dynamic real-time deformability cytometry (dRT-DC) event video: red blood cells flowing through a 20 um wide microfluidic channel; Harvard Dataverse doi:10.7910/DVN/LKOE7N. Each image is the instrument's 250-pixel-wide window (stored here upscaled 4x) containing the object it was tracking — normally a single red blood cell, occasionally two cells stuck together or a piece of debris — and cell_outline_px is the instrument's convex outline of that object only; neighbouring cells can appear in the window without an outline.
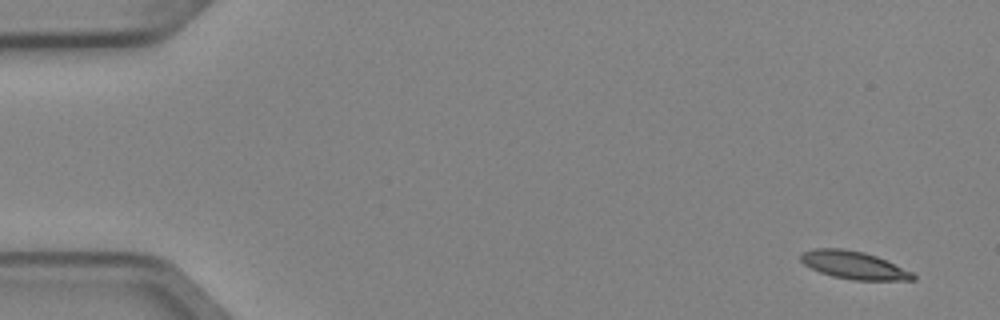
{"species": "Egyptian fruit bat (a non-hibernating species)", "species_latin": "Rousettus aegyptiacus", "temperature_condition": "cold", "stored_images_in_passage": 5, "camera_frame_rate_fps": 3000, "um_per_image_px": 0.085, "animal": {"sex": "female"}, "frame": {"image": 1, "passage_image": 1, "time_ms": 0.0, "image_size_px": [1000, 320], "cell_outline_px": [[916, 280], [852, 280], [832, 276], [820, 272], [804, 264], [800, 260], [800, 256], [804, 252], [812, 248], [840, 248], [864, 252], [876, 256], [912, 272], [916, 276]], "centroid_in_image_um": [72.56, 22.54], "position_along_channel_um": 12.4, "area_um2": 18.03}}